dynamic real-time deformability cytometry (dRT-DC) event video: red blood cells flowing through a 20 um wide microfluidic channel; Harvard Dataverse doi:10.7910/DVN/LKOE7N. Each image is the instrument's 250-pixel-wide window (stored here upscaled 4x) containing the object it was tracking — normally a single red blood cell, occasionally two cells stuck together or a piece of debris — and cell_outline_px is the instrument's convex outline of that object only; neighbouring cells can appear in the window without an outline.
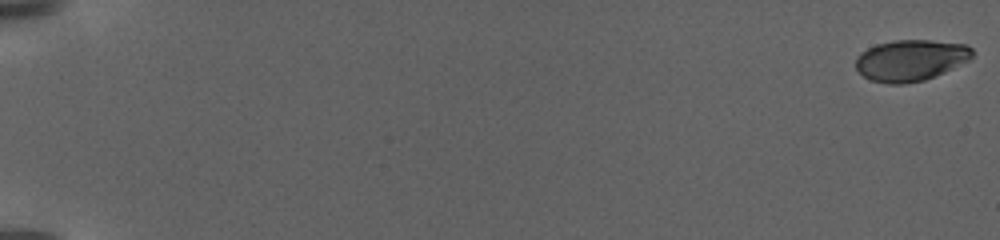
{"species": "human", "species_latin": "Homo sapiens", "temperature_condition": "warm", "stored_images_in_passage": 112, "camera_frame_rate_fps": 3000, "um_per_image_px": 0.085, "donor": {"sex": "female"}, "frame": {"image": 1, "passage_image": 1, "time_ms": 0.0, "image_size_px": [1000, 240], "cell_outline_px": [[972, 56], [968, 60], [944, 72], [924, 80], [904, 84], [888, 84], [872, 80], [864, 76], [856, 68], [856, 60], [868, 48], [876, 44], [896, 40], [928, 40], [968, 44], [972, 48]], "centroid_in_image_um": [77.42, 5.12], "position_along_channel_um": 7.6, "area_um2": 27.69}}
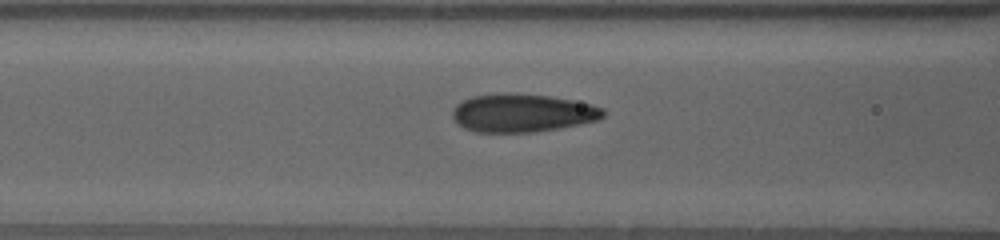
{"frame": {"image": 2, "passage_image": 52, "time_ms": 11.0, "image_size_px": [1000, 240], "cell_outline_px": [[604, 116], [600, 120], [560, 128], [536, 132], [472, 132], [464, 128], [452, 116], [452, 108], [456, 104], [472, 96], [504, 92], [512, 92], [548, 96], [572, 100], [592, 104], [604, 108]], "centroid_in_image_um": [44.41, 9.6], "position_along_channel_um": 122.2, "area_um2": 33.87}}
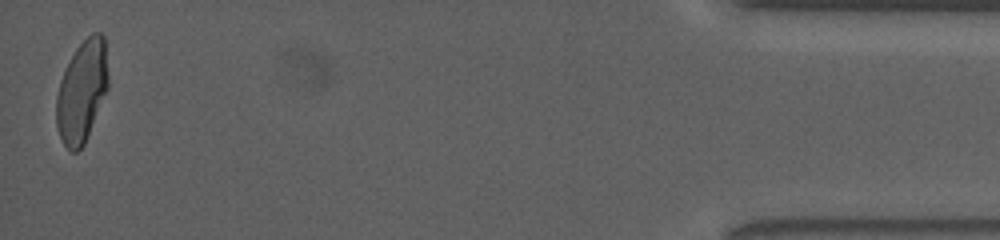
{"frame": {"image": 3, "passage_image": 108, "time_ms": 24.0, "image_size_px": [1000, 240], "cell_outline_px": [[108, 88], [84, 144], [76, 152], [72, 152], [64, 144], [60, 136], [56, 124], [56, 96], [60, 80], [76, 48], [92, 32], [100, 32], [104, 36], [108, 76]], "centroid_in_image_um": [6.96, 7.76], "position_along_channel_um": 428.2, "area_um2": 30.4}, "authors_computed_cell_mechanics": {"area_um2": 30.923, "velocity_mm_per_s": 2.948, "shape_relaxation_time_tau1_ms": 6.3972, "shape_relaxation_time_tau2_ms": null, "deformation_change_tau1": 0.2069, "deformation_change_tau2": null}}